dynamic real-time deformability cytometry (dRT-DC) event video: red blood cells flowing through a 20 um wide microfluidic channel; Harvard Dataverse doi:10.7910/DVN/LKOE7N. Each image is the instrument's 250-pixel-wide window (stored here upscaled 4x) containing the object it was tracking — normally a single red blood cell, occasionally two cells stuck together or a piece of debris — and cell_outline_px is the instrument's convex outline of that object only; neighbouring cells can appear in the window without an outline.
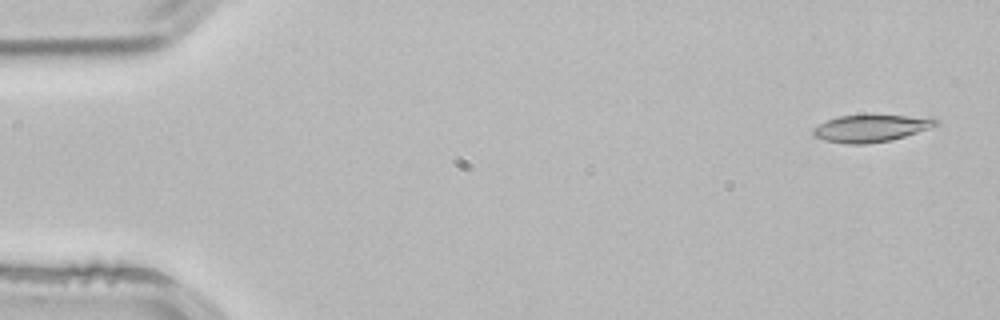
{"species": "common noctule bat (a hibernating species)", "species_latin": "Nyctalus noctula", "temperature_condition": "room temperature", "stored_images_in_passage": 4, "camera_frame_rate_fps": 3000, "um_per_image_px": 0.085, "animal": {"sex": "male", "body_mass_g": 21.5, "forearm_length_mm": 52.0}, "frame": {"image": 1, "passage_image": 1, "time_ms": 0.0, "image_size_px": [1000, 320], "cell_outline_px": [[940, 124], [904, 136], [888, 140], [864, 144], [844, 144], [824, 140], [812, 136], [812, 128], [828, 120], [840, 116], [932, 116], [940, 120]], "centroid_in_image_um": [74.04, 10.91], "position_along_channel_um": 11.0, "area_um2": 19.19}}
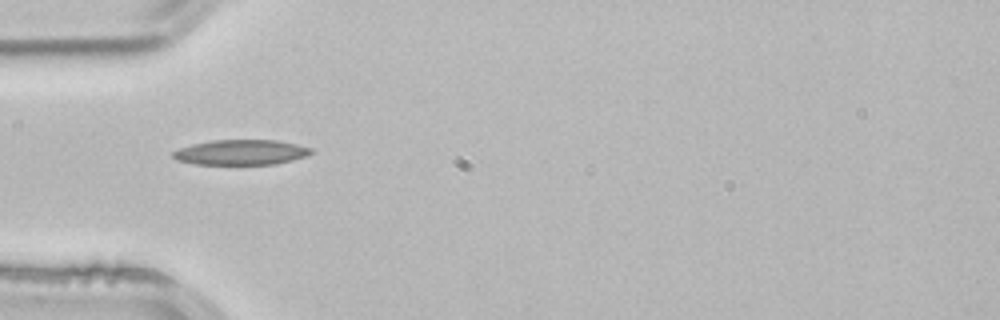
{"frame": {"image": 2, "passage_image": 4, "time_ms": 1.0, "image_size_px": [1000, 320], "cell_outline_px": [[312, 152], [308, 156], [276, 164], [196, 164], [176, 160], [172, 156], [172, 152], [180, 148], [192, 144], [212, 140], [276, 140], [296, 144], [312, 148]], "centroid_in_image_um": [20.49, 12.94], "position_along_channel_um": 64.5, "area_um2": 20.23}}